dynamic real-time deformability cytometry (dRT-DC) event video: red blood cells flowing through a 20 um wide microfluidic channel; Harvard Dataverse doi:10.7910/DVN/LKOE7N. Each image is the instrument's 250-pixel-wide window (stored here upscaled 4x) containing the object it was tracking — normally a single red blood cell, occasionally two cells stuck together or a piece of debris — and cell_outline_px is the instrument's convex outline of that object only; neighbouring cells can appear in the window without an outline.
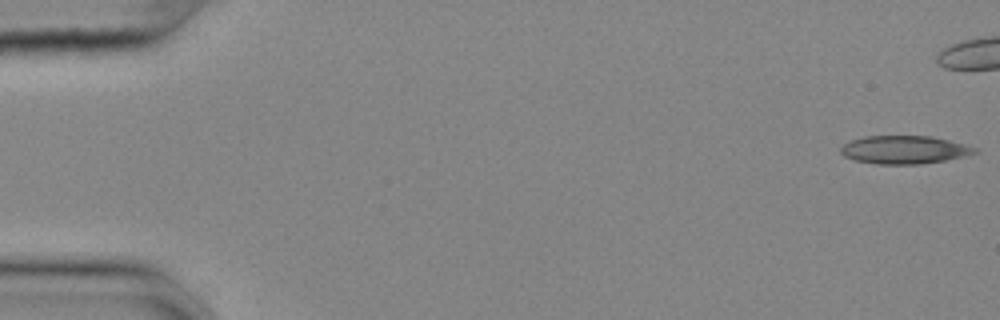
{"species": "common noctule bat (a hibernating species)", "species_latin": "Nyctalus noctula", "temperature_condition": "cold", "stored_images_in_passage": 45, "camera_frame_rate_fps": 3000, "um_per_image_px": 0.085, "animal": {"sex": "female", "body_mass_g": 25.1}, "frame": {"image": 1, "passage_image": 1, "time_ms": 0.0, "image_size_px": [1000, 320], "cell_outline_px": [[976, 152], [964, 156], [944, 160], [920, 164], [876, 164], [856, 160], [844, 156], [840, 152], [840, 148], [844, 144], [852, 140], [864, 136], [932, 136], [964, 144], [976, 148]], "centroid_in_image_um": [76.83, 12.72], "position_along_channel_um": 8.2, "area_um2": 21.73}}
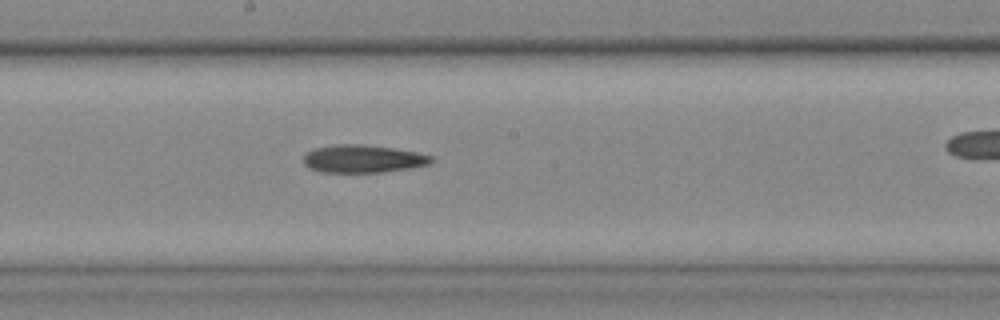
{"frame": {"image": 2, "passage_image": 30, "time_ms": 9.667, "image_size_px": [1000, 320], "cell_outline_px": [[436, 160], [432, 164], [412, 168], [384, 172], [320, 172], [308, 168], [304, 164], [304, 156], [308, 152], [316, 148], [336, 144], [360, 144], [392, 148], [416, 152], [432, 156]], "centroid_in_image_um": [30.9, 13.51], "position_along_channel_um": 217.3, "area_um2": 20.81}}
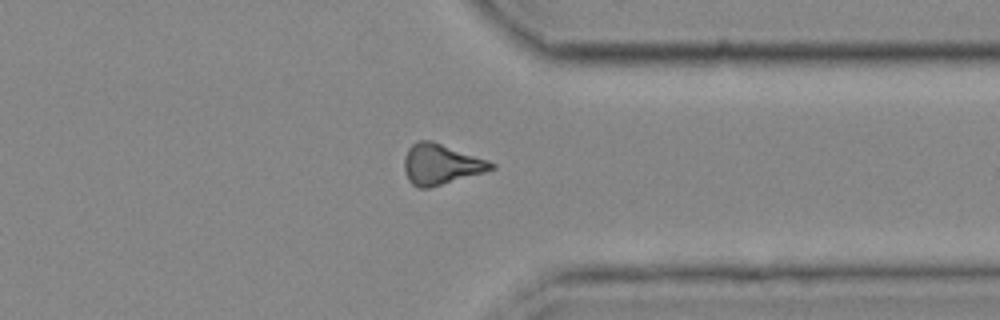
{"frame": {"image": 3, "passage_image": 43, "time_ms": 14.0, "image_size_px": [1000, 320], "cell_outline_px": [[496, 168], [484, 172], [428, 188], [416, 188], [408, 180], [404, 168], [404, 160], [408, 148], [416, 140], [432, 140], [488, 160], [496, 164]], "centroid_in_image_um": [37.46, 13.95], "position_along_channel_um": 373.9, "area_um2": 20.52}}